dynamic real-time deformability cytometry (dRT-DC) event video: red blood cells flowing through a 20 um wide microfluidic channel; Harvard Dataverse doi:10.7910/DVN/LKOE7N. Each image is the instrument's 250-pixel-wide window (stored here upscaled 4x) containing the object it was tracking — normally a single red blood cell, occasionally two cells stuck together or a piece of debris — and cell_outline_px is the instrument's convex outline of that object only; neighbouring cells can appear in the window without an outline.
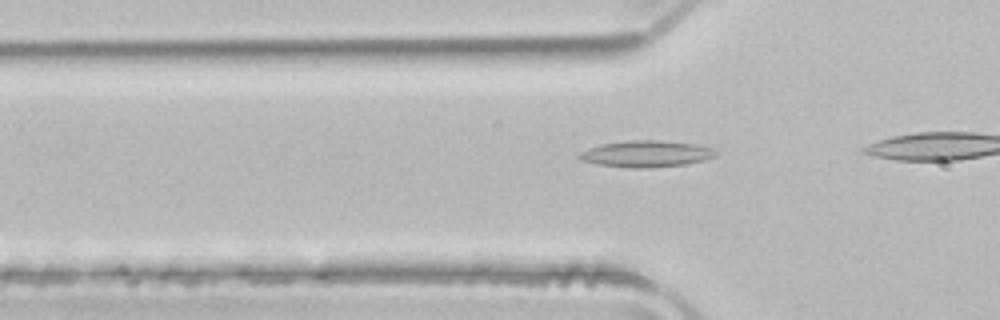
{"species": "common noctule bat (a hibernating species)", "species_latin": "Nyctalus noctula", "temperature_condition": "room temperature", "stored_images_in_passage": 8, "camera_frame_rate_fps": 3000, "um_per_image_px": 0.085, "animal": {"sex": "male", "body_mass_g": 21.5, "forearm_length_mm": 52.0}, "frame": {"image": 1, "passage_image": 3, "time_ms": 0.667, "image_size_px": [1000, 320], "cell_outline_px": [[720, 152], [716, 156], [704, 160], [684, 164], [652, 168], [628, 168], [600, 164], [580, 160], [576, 156], [580, 152], [588, 148], [600, 144], [628, 140], [660, 140], [696, 144], [716, 148]], "centroid_in_image_um": [54.97, 13.07], "position_along_channel_um": 70.8, "area_um2": 21.39}}
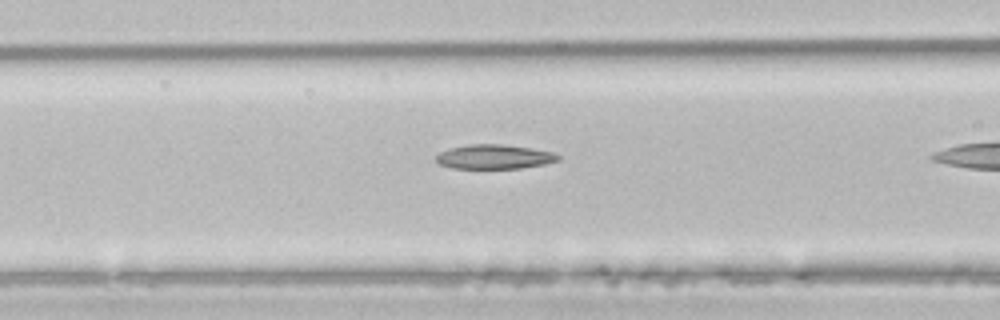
{"frame": {"image": 2, "passage_image": 7, "time_ms": 2.0, "image_size_px": [1000, 320], "cell_outline_px": [[560, 160], [544, 164], [520, 168], [452, 168], [440, 164], [436, 160], [436, 156], [440, 152], [448, 148], [468, 144], [500, 144], [532, 148], [552, 152], [560, 156]], "centroid_in_image_um": [42.0, 13.32], "position_along_channel_um": 124.6, "area_um2": 17.28}}